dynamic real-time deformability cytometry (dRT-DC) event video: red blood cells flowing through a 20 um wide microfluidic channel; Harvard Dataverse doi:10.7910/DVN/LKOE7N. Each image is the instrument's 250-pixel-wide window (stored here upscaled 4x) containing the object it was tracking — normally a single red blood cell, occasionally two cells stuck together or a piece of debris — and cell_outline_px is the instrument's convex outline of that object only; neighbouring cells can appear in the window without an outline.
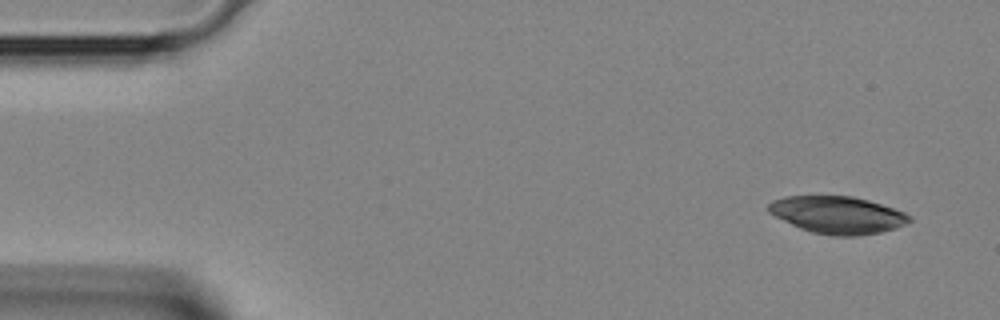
{"species": "Egyptian fruit bat (a non-hibernating species)", "species_latin": "Rousettus aegyptiacus", "temperature_condition": "room temperature", "stored_images_in_passage": 3, "camera_frame_rate_fps": 3000, "um_per_image_px": 0.085, "animal": {"sex": "female"}, "frame": {"image": 1, "passage_image": 1, "time_ms": 0.0, "image_size_px": [1000, 320], "cell_outline_px": [[912, 220], [896, 228], [880, 232], [856, 236], [832, 236], [812, 232], [800, 228], [768, 212], [768, 204], [772, 200], [784, 196], [852, 196], [868, 200], [904, 212], [912, 216]], "centroid_in_image_um": [71.19, 18.26], "position_along_channel_um": 13.8, "area_um2": 30.46}}